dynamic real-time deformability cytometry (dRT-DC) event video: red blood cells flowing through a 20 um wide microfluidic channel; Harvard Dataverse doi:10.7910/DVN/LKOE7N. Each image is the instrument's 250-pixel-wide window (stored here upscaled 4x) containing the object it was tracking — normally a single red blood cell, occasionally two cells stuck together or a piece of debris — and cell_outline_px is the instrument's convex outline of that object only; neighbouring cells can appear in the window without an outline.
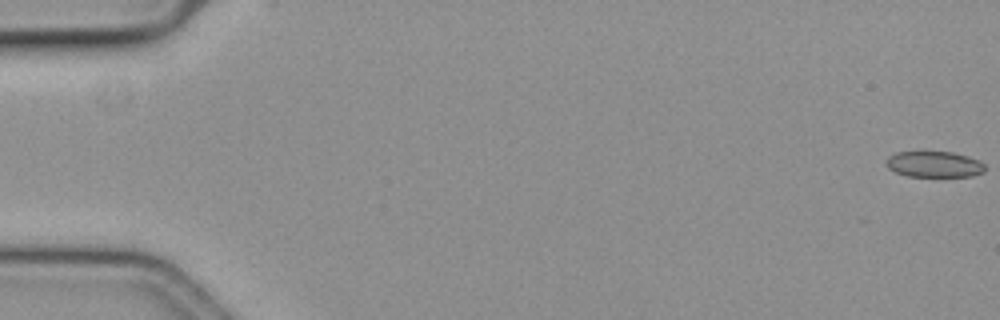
{"species": "common noctule bat (a hibernating species)", "species_latin": "Nyctalus noctula", "temperature_condition": "cold", "stored_images_in_passage": 19, "camera_frame_rate_fps": 3000, "um_per_image_px": 0.085, "animal": {"sex": "female", "body_mass_g": 19.3, "forearm_length_mm": 54.1}, "frame": {"image": 1, "passage_image": 1, "time_ms": 0.0, "image_size_px": [1000, 320], "cell_outline_px": [[984, 172], [972, 176], [908, 176], [896, 172], [888, 168], [888, 156], [896, 152], [952, 152], [968, 156], [984, 164]], "centroid_in_image_um": [79.41, 13.96], "position_along_channel_um": 5.6, "area_um2": 14.68}}
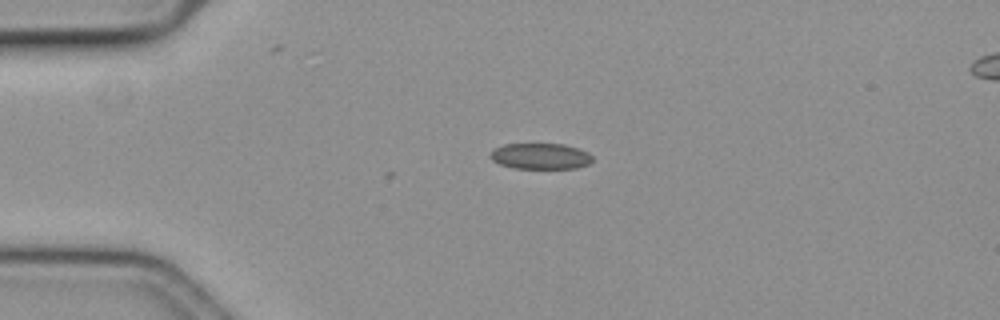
{"frame": {"image": 2, "passage_image": 15, "time_ms": 4.667, "image_size_px": [1000, 320], "cell_outline_px": [[592, 160], [588, 164], [576, 168], [512, 168], [500, 164], [492, 160], [488, 156], [492, 148], [504, 144], [564, 144], [588, 152], [592, 156]], "centroid_in_image_um": [45.88, 13.27], "position_along_channel_um": 39.1, "area_um2": 15.49}}